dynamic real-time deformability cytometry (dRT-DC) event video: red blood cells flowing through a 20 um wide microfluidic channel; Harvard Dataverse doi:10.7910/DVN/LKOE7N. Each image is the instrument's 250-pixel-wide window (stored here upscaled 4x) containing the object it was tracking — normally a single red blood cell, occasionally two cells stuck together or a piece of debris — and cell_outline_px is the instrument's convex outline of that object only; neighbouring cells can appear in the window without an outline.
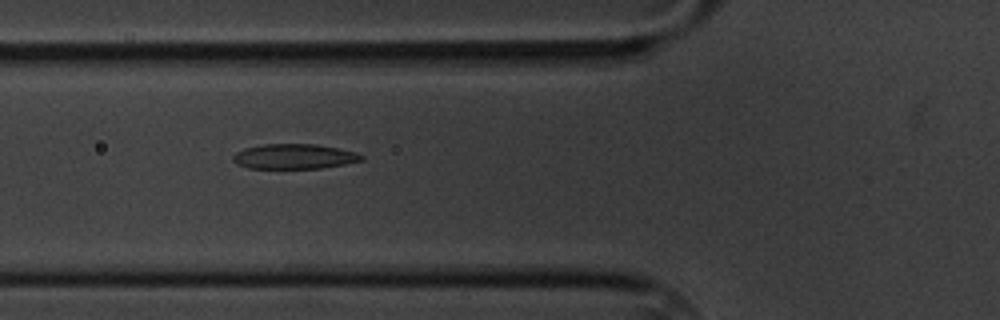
{"species": "common noctule bat (a hibernating species)", "species_latin": "Nyctalus noctula", "temperature_condition": "cold", "stored_images_in_passage": 6, "camera_frame_rate_fps": 3000, "um_per_image_px": 0.085, "animal": {"sex": "male", "body_mass_g": 20.1, "forearm_length_mm": 53.5}, "frame": {"image": 1, "passage_image": 6, "time_ms": 6.333, "image_size_px": [1000, 320], "cell_outline_px": [[364, 160], [344, 164], [320, 168], [248, 168], [236, 164], [232, 160], [232, 156], [236, 152], [244, 148], [264, 144], [316, 144], [356, 152], [364, 156]], "centroid_in_image_um": [24.98, 13.3], "position_along_channel_um": 100.8, "area_um2": 18.67}}